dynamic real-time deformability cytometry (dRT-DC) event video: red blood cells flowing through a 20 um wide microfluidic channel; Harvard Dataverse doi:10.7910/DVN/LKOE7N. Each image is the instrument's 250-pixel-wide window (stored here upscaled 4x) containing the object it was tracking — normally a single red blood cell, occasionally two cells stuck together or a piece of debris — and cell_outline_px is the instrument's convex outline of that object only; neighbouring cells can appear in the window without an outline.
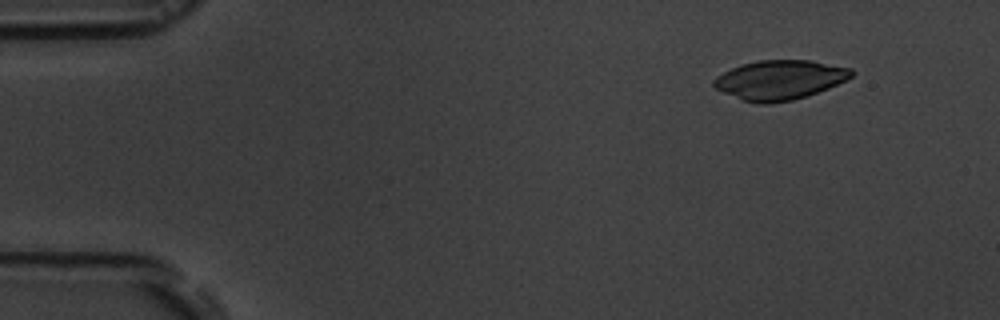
{"species": "common noctule bat (a hibernating species)", "species_latin": "Nyctalus noctula", "temperature_condition": "room temperature", "stored_images_in_passage": 5, "camera_frame_rate_fps": 3000, "um_per_image_px": 0.085, "animal": {"sex": "male", "body_mass_g": 19.5, "forearm_length_mm": 54.6}, "frame": {"image": 1, "passage_image": 2, "time_ms": 1.0, "image_size_px": [1000, 320], "cell_outline_px": [[852, 76], [828, 88], [792, 100], [768, 104], [760, 104], [744, 100], [724, 92], [716, 88], [712, 84], [712, 80], [716, 76], [740, 64], [756, 60], [812, 60], [852, 68]], "centroid_in_image_um": [66.25, 6.77], "position_along_channel_um": 18.8, "area_um2": 31.39}}